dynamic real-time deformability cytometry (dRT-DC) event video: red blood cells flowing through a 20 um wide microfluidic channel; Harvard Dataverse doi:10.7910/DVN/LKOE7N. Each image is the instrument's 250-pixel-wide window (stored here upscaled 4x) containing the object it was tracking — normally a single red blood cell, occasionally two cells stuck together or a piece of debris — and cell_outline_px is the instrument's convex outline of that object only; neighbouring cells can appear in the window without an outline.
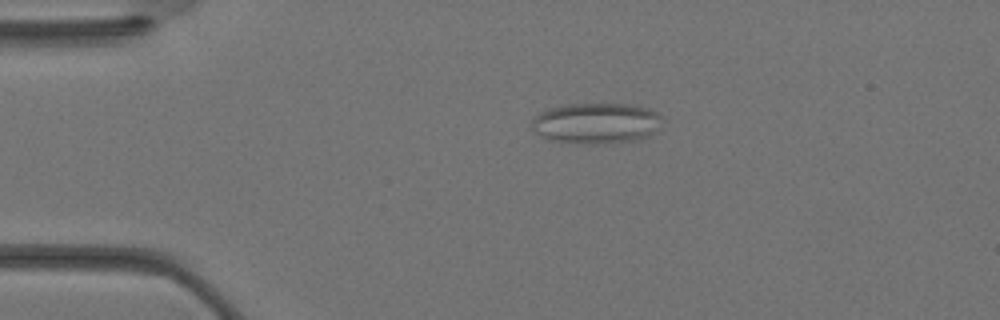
{"species": "Egyptian fruit bat (a non-hibernating species)", "species_latin": "Rousettus aegyptiacus", "temperature_condition": "warm", "stored_images_in_passage": 35, "camera_frame_rate_fps": 3000, "um_per_image_px": 0.085, "animal": {"sex": "female"}, "frame": {"image": 1, "passage_image": 7, "time_ms": 2.0, "image_size_px": [1000, 320], "cell_outline_px": [[664, 120], [660, 128], [656, 132], [648, 136], [632, 140], [596, 144], [588, 144], [552, 140], [536, 132], [532, 128], [532, 120], [540, 112], [548, 108], [564, 104], [632, 104], [648, 108], [656, 112]], "centroid_in_image_um": [50.72, 10.45], "position_along_channel_um": 34.3, "area_um2": 30.98}}
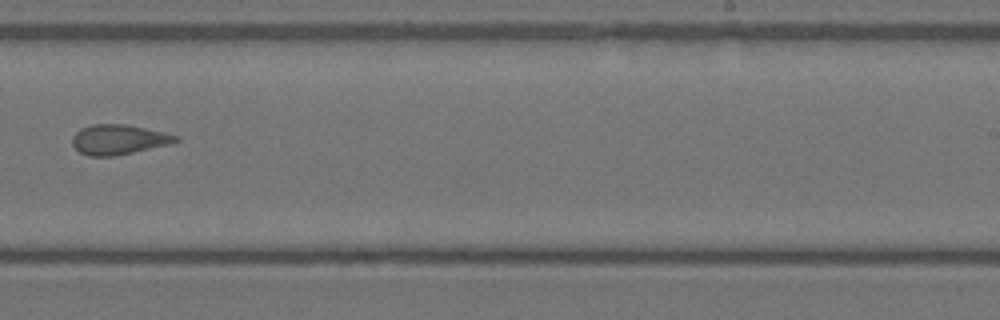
{"frame": {"image": 2, "passage_image": 22, "time_ms": 7.0, "image_size_px": [1000, 320], "cell_outline_px": [[180, 140], [172, 144], [112, 156], [88, 156], [80, 152], [72, 144], [72, 136], [80, 128], [92, 124], [124, 124], [164, 132], [180, 136]], "centroid_in_image_um": [10.09, 11.85], "position_along_channel_um": 278.9, "area_um2": 18.03}}
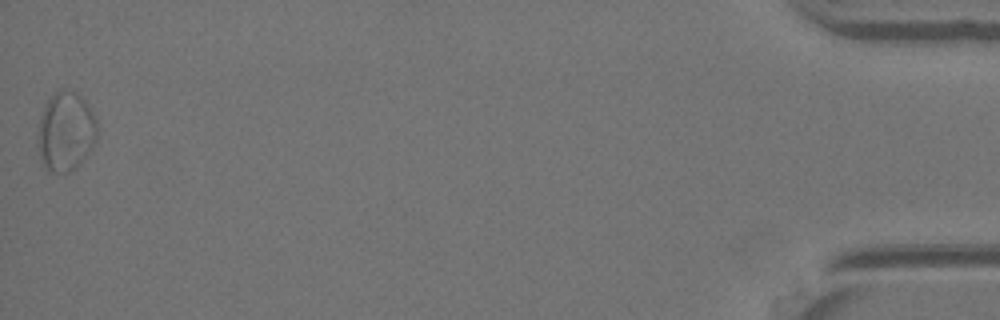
{"frame": {"image": 3, "passage_image": 35, "time_ms": 11.333, "image_size_px": [1000, 320], "cell_outline_px": [[96, 140], [76, 168], [68, 172], [52, 172], [44, 164], [40, 156], [36, 140], [36, 136], [40, 116], [44, 104], [56, 92], [64, 88], [72, 88], [88, 104], [96, 120]], "centroid_in_image_um": [5.56, 11.14], "position_along_channel_um": 429.6, "area_um2": 27.4}}